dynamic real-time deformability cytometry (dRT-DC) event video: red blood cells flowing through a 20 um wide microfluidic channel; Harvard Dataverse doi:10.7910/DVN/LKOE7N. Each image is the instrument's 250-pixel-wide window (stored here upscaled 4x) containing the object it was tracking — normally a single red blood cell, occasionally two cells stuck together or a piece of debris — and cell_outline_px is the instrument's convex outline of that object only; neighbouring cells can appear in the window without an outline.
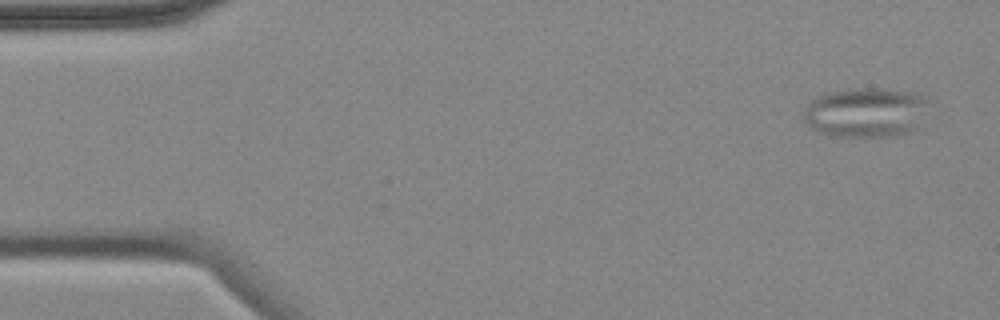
{"species": "common noctule bat (a hibernating species)", "species_latin": "Nyctalus noctula", "temperature_condition": "cold", "stored_images_in_passage": 6, "camera_frame_rate_fps": 3000, "um_per_image_px": 0.085, "animal": {"sex": "female", "body_mass_g": 18.4}, "frame": {"image": 1, "passage_image": 1, "time_ms": 0.0, "image_size_px": [1000, 320], "cell_outline_px": [[928, 100], [912, 128], [908, 132], [880, 136], [828, 136], [812, 128], [804, 120], [804, 108], [812, 100], [820, 96], [832, 92], [860, 88], [868, 88], [900, 92], [924, 96]], "centroid_in_image_um": [73.46, 9.57], "position_along_channel_um": 11.5, "area_um2": 34.51}}
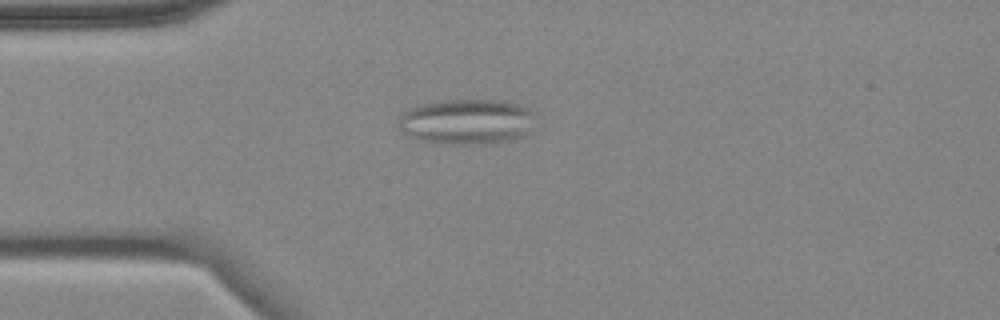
{"frame": {"image": 2, "passage_image": 4, "time_ms": 3.667, "image_size_px": [1000, 320], "cell_outline_px": [[540, 116], [524, 136], [512, 140], [496, 144], [448, 144], [420, 140], [404, 132], [400, 128], [400, 116], [404, 112], [412, 108], [424, 104], [440, 100], [504, 100], [520, 104], [536, 112]], "centroid_in_image_um": [39.81, 10.34], "position_along_channel_um": 45.2, "area_um2": 36.65}}